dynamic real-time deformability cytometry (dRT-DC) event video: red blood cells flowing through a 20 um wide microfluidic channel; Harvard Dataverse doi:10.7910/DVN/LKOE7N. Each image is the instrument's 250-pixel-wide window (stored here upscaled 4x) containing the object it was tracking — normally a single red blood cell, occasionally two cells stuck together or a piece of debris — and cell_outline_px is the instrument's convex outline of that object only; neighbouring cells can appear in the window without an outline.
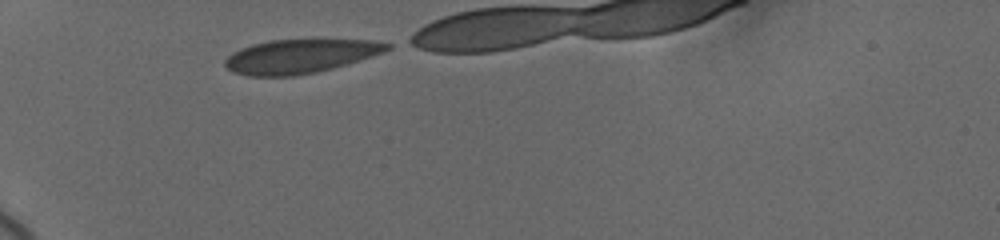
{"species": "human", "species_latin": "Homo sapiens", "temperature_condition": "cold", "stored_images_in_passage": 34, "camera_frame_rate_fps": 3000, "um_per_image_px": 0.085, "donor": {"sex": "female"}, "frame": {"image": 1, "passage_image": 1, "time_ms": 0.0, "image_size_px": [1000, 240], "cell_outline_px": [[392, 48], [384, 52], [372, 56], [332, 68], [316, 72], [292, 76], [248, 76], [232, 72], [224, 64], [224, 60], [232, 52], [240, 48], [252, 44], [268, 40], [312, 36], [376, 40], [392, 44]], "centroid_in_image_um": [25.56, 4.71], "position_along_channel_um": 59.4, "area_um2": 33.58}}
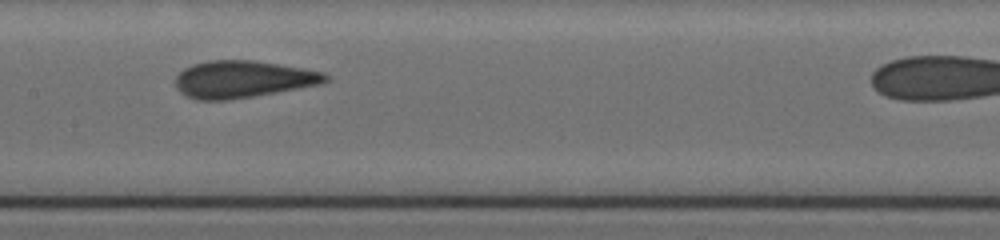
{"frame": {"image": 2, "passage_image": 15, "time_ms": 4.0, "image_size_px": [1000, 240], "cell_outline_px": [[332, 76], [324, 84], [228, 100], [196, 100], [180, 92], [176, 88], [176, 76], [184, 68], [192, 64], [208, 60], [252, 60], [304, 68], [324, 72]], "centroid_in_image_um": [20.67, 6.73], "position_along_channel_um": 186.7, "area_um2": 32.6}}
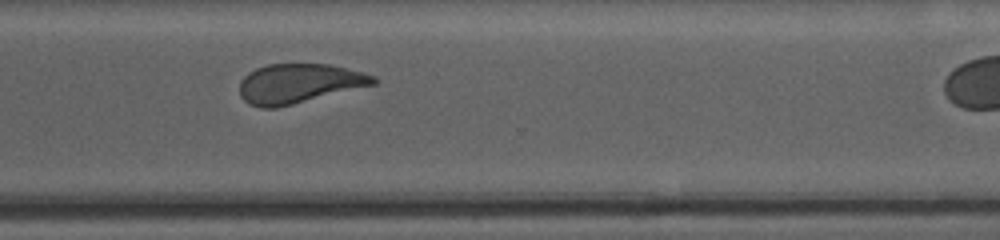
{"frame": {"image": 3, "passage_image": 26, "time_ms": 8.333, "image_size_px": [1000, 240], "cell_outline_px": [[380, 80], [376, 84], [276, 108], [260, 108], [248, 104], [240, 96], [240, 80], [248, 72], [256, 68], [268, 64], [328, 64], [364, 72], [376, 76]], "centroid_in_image_um": [25.41, 7.1], "position_along_channel_um": 345.2, "area_um2": 30.92}, "authors_computed_cell_mechanics": {"area_um2": 32.0212, "velocity_mm_per_s": 3.6792, "shape_relaxation_time_tau1_ms": null, "shape_relaxation_time_tau2_ms": 1.2724, "deformation_change_tau1": null, "deformation_change_tau2": 0.0571}}